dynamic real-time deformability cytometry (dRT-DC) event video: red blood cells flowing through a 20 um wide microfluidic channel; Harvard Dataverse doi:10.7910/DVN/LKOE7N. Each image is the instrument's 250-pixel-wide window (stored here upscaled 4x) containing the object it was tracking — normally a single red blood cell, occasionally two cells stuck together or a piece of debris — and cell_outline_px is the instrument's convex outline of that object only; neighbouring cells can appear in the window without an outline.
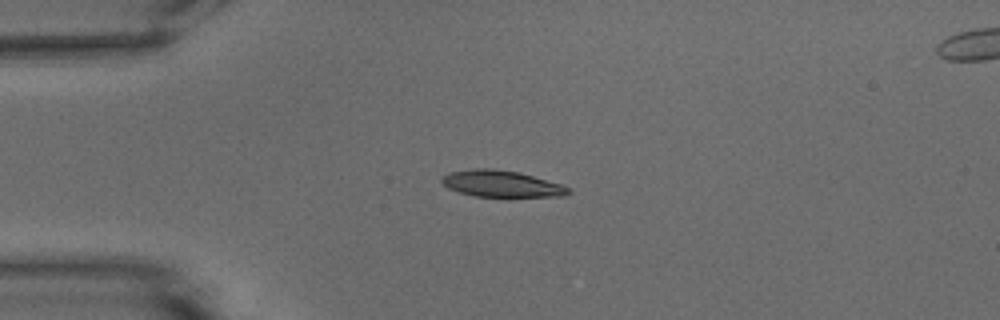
{"species": "common noctule bat (a hibernating species)", "species_latin": "Nyctalus noctula", "temperature_condition": "warm", "stored_images_in_passage": 41, "camera_frame_rate_fps": 3000, "um_per_image_px": 0.085, "animal": {"sex": "male", "body_mass_g": 15.6}, "frame": {"image": 1, "passage_image": 1, "time_ms": 0.0, "image_size_px": [1000, 320], "cell_outline_px": [[572, 192], [564, 196], [476, 196], [460, 192], [448, 188], [440, 180], [448, 172], [472, 168], [492, 168], [520, 172], [560, 184], [568, 188]], "centroid_in_image_um": [42.6, 15.6], "position_along_channel_um": 42.4, "area_um2": 19.36}}
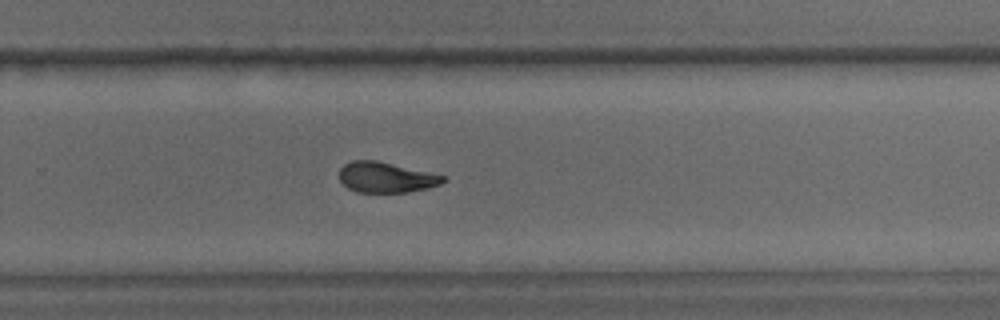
{"frame": {"image": 2, "passage_image": 23, "time_ms": 7.333, "image_size_px": [1000, 320], "cell_outline_px": [[448, 180], [440, 184], [428, 188], [408, 192], [356, 192], [348, 188], [340, 180], [340, 168], [344, 164], [352, 160], [376, 160], [448, 176]], "centroid_in_image_um": [32.85, 15.07], "position_along_channel_um": 297.0, "area_um2": 18.55}}
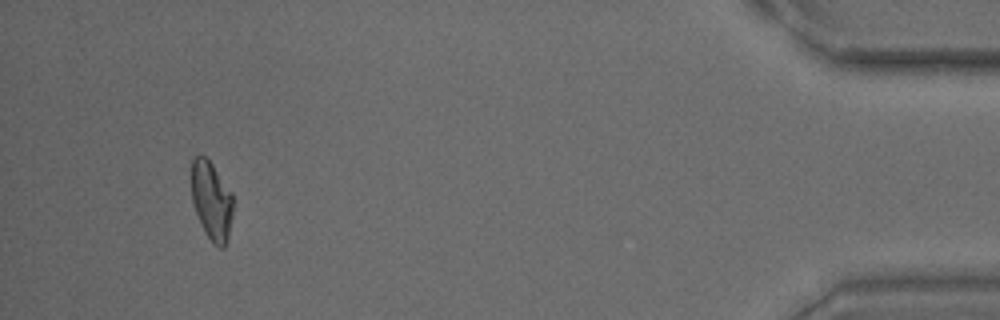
{"frame": {"image": 3, "passage_image": 38, "time_ms": 12.333, "image_size_px": [1000, 320], "cell_outline_px": [[232, 216], [228, 240], [224, 248], [220, 248], [212, 244], [204, 232], [200, 224], [192, 200], [192, 156], [204, 156], [212, 164], [232, 192]], "centroid_in_image_um": [17.99, 17.1], "position_along_channel_um": 417.2, "area_um2": 19.13}, "authors_computed_cell_mechanics": {"area_um2": 19.4208, "velocity_mm_per_s": 3.7887, "shape_relaxation_time_tau1_ms": 6.2387, "shape_relaxation_time_tau2_ms": 2.5085, "deformation_change_tau1": 0.2126, "deformation_change_tau2": 0.0945}}